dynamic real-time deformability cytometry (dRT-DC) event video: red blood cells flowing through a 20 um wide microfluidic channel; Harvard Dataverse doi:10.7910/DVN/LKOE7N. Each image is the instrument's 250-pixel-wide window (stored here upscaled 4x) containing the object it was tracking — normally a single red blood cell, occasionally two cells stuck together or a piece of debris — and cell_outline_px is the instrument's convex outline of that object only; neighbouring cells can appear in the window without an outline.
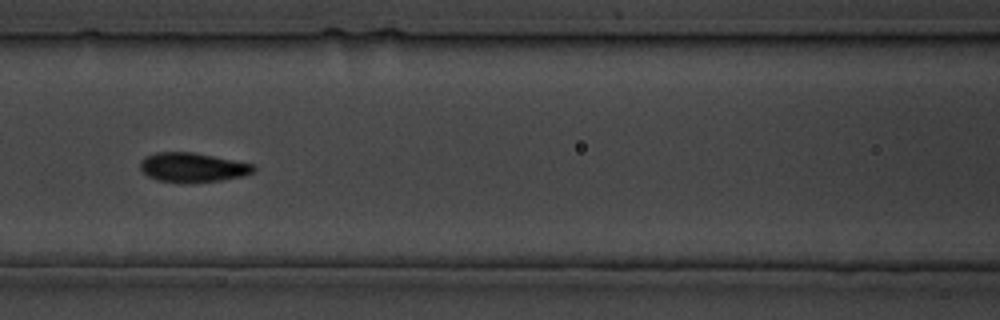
{"species": "common noctule bat (a hibernating species)", "species_latin": "Nyctalus noctula", "temperature_condition": "cold", "stored_images_in_passage": 33, "camera_frame_rate_fps": 3000, "um_per_image_px": 0.085, "animal": {"sex": "male", "body_mass_g": 19.5, "forearm_length_mm": 54.6}, "frame": {"image": 1, "passage_image": 15, "time_ms": 20.333, "image_size_px": [1000, 320], "cell_outline_px": [[256, 168], [252, 172], [244, 176], [220, 180], [192, 184], [156, 180], [148, 176], [140, 168], [140, 160], [144, 156], [156, 152], [196, 152], [256, 164]], "centroid_in_image_um": [16.38, 14.23], "position_along_channel_um": 150.2, "area_um2": 19.88}}